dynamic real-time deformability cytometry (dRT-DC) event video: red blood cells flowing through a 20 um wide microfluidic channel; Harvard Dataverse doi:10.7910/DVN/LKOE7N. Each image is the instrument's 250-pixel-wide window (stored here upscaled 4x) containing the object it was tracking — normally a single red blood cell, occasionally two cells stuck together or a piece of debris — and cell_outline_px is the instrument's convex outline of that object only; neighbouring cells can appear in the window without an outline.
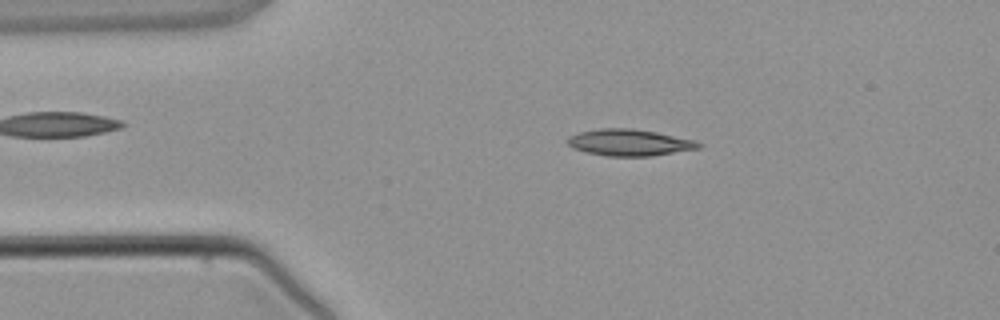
{"species": "common noctule bat (a hibernating species)", "species_latin": "Nyctalus noctula", "temperature_condition": "warm", "stored_images_in_passage": 3, "camera_frame_rate_fps": 3000, "um_per_image_px": 0.085, "animal": {"sex": "male", "body_mass_g": 21.5, "forearm_length_mm": 52.0}, "frame": {"image": 1, "passage_image": 2, "time_ms": 1.0, "image_size_px": [1000, 320], "cell_outline_px": [[704, 144], [700, 148], [652, 156], [608, 156], [584, 152], [572, 148], [564, 140], [568, 136], [580, 132], [600, 128], [632, 128], [656, 132], [696, 140]], "centroid_in_image_um": [53.49, 12.11], "position_along_channel_um": 31.5, "area_um2": 20.52}}